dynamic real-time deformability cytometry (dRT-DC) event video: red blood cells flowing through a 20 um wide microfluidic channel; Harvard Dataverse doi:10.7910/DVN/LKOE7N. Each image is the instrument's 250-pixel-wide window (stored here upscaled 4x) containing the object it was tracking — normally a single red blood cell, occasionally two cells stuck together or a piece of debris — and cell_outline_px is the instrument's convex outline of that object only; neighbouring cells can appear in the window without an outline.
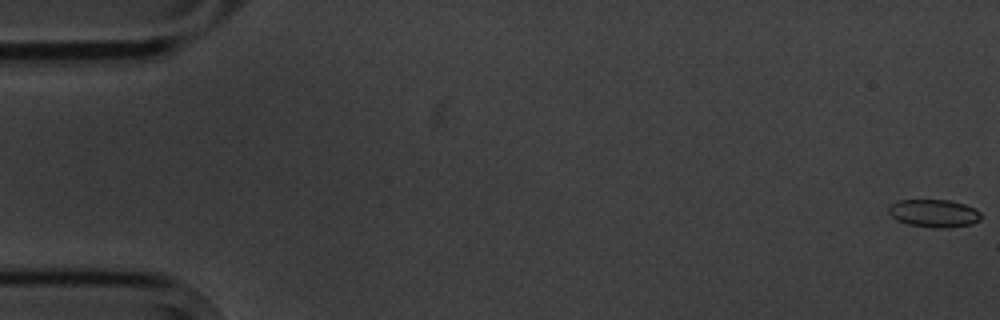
{"species": "common noctule bat (a hibernating species)", "species_latin": "Nyctalus noctula", "temperature_condition": "cold", "stored_images_in_passage": 6, "camera_frame_rate_fps": 3000, "um_per_image_px": 0.085, "animal": {"sex": "male", "body_mass_g": 20.1, "forearm_length_mm": 53.5}, "frame": {"image": 1, "passage_image": 1, "time_ms": 0.0, "image_size_px": [1000, 320], "cell_outline_px": [[980, 220], [972, 224], [944, 228], [936, 228], [908, 224], [896, 220], [888, 212], [888, 208], [892, 204], [900, 200], [948, 200], [964, 204], [980, 212]], "centroid_in_image_um": [79.37, 18.13], "position_along_channel_um": 5.6, "area_um2": 14.8}}
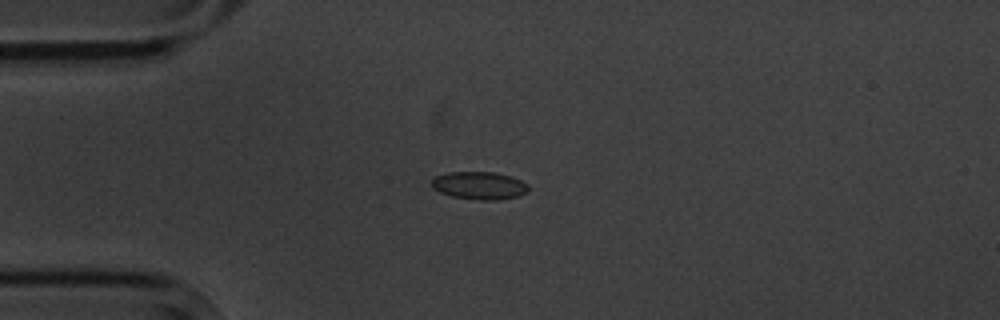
{"frame": {"image": 2, "passage_image": 5, "time_ms": 4.667, "image_size_px": [1000, 320], "cell_outline_px": [[528, 192], [516, 196], [496, 200], [480, 200], [452, 196], [440, 192], [432, 188], [432, 180], [436, 176], [448, 172], [496, 172], [512, 176], [528, 184]], "centroid_in_image_um": [40.75, 15.76], "position_along_channel_um": 44.2, "area_um2": 15.61}}